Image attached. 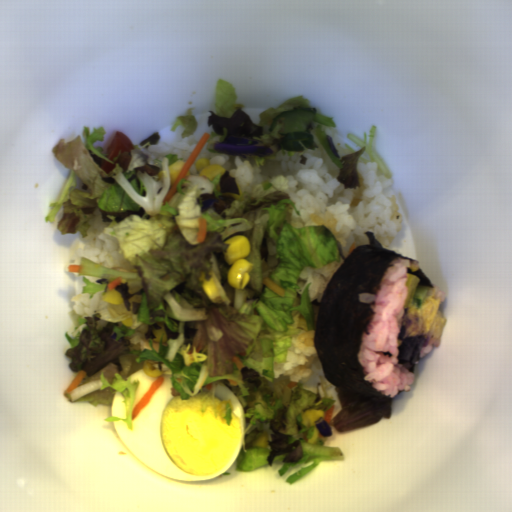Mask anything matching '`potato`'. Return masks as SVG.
Listing matches in <instances>:
<instances>
[{
  "instance_id": "obj_1",
  "label": "potato",
  "mask_w": 512,
  "mask_h": 512,
  "mask_svg": "<svg viewBox=\"0 0 512 512\" xmlns=\"http://www.w3.org/2000/svg\"><path fill=\"white\" fill-rule=\"evenodd\" d=\"M424 343V337H408L403 338L397 347V362L410 373L414 374Z\"/></svg>"
},
{
  "instance_id": "obj_2",
  "label": "potato",
  "mask_w": 512,
  "mask_h": 512,
  "mask_svg": "<svg viewBox=\"0 0 512 512\" xmlns=\"http://www.w3.org/2000/svg\"><path fill=\"white\" fill-rule=\"evenodd\" d=\"M419 280H420V278H418L414 274L408 276L406 283H405V285L408 289V293H407L406 301H405L403 308L409 309L413 306L415 297H416L417 286H418Z\"/></svg>"
}]
</instances>
